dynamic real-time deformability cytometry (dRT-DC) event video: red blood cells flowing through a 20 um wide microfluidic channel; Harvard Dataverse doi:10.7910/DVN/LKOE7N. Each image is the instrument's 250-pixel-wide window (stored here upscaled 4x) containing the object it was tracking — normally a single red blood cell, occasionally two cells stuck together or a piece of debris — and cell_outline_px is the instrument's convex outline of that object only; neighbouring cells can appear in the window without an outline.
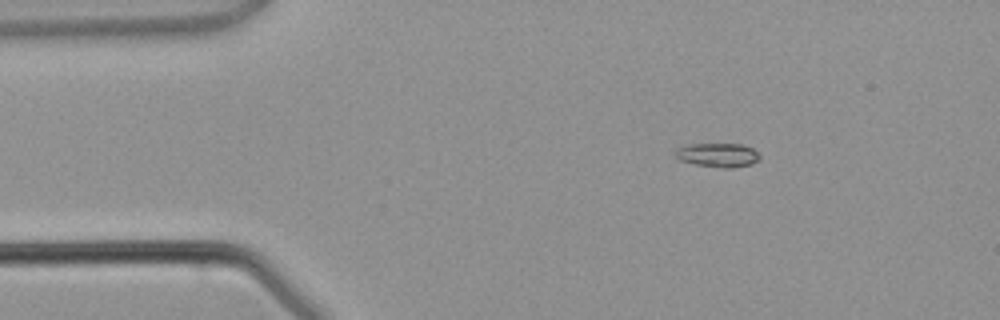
{"species": "common noctule bat (a hibernating species)", "species_latin": "Nyctalus noctula", "temperature_condition": "warm", "stored_images_in_passage": 3, "camera_frame_rate_fps": 3000, "um_per_image_px": 0.085, "animal": {"sex": "male", "body_mass_g": 21.5, "forearm_length_mm": 52.0}, "frame": {"image": 1, "passage_image": 1, "time_ms": 0.0, "image_size_px": [1000, 320], "cell_outline_px": [[760, 160], [752, 164], [732, 168], [724, 168], [696, 164], [680, 160], [676, 156], [676, 148], [688, 144], [744, 144], [752, 148], [760, 156]], "centroid_in_image_um": [61.04, 13.17], "position_along_channel_um": 24.0, "area_um2": 11.79}}